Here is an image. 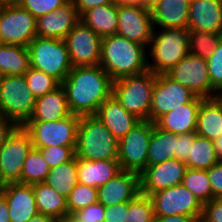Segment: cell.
<instances>
[{
	"mask_svg": "<svg viewBox=\"0 0 222 222\" xmlns=\"http://www.w3.org/2000/svg\"><path fill=\"white\" fill-rule=\"evenodd\" d=\"M33 191L39 213L53 218L68 214L66 198L44 182L33 184Z\"/></svg>",
	"mask_w": 222,
	"mask_h": 222,
	"instance_id": "4dcf8cb0",
	"label": "cell"
},
{
	"mask_svg": "<svg viewBox=\"0 0 222 222\" xmlns=\"http://www.w3.org/2000/svg\"><path fill=\"white\" fill-rule=\"evenodd\" d=\"M196 132L176 135L175 159L185 162L190 154V145L193 144Z\"/></svg>",
	"mask_w": 222,
	"mask_h": 222,
	"instance_id": "ee69618b",
	"label": "cell"
},
{
	"mask_svg": "<svg viewBox=\"0 0 222 222\" xmlns=\"http://www.w3.org/2000/svg\"><path fill=\"white\" fill-rule=\"evenodd\" d=\"M181 184L190 190L202 205L214 199L207 170L187 168Z\"/></svg>",
	"mask_w": 222,
	"mask_h": 222,
	"instance_id": "e575fe53",
	"label": "cell"
},
{
	"mask_svg": "<svg viewBox=\"0 0 222 222\" xmlns=\"http://www.w3.org/2000/svg\"><path fill=\"white\" fill-rule=\"evenodd\" d=\"M117 140L123 138L131 129L141 122L111 95L100 105L95 114Z\"/></svg>",
	"mask_w": 222,
	"mask_h": 222,
	"instance_id": "603a6c76",
	"label": "cell"
},
{
	"mask_svg": "<svg viewBox=\"0 0 222 222\" xmlns=\"http://www.w3.org/2000/svg\"><path fill=\"white\" fill-rule=\"evenodd\" d=\"M4 186H0V197L3 195Z\"/></svg>",
	"mask_w": 222,
	"mask_h": 222,
	"instance_id": "be15d7a7",
	"label": "cell"
},
{
	"mask_svg": "<svg viewBox=\"0 0 222 222\" xmlns=\"http://www.w3.org/2000/svg\"><path fill=\"white\" fill-rule=\"evenodd\" d=\"M7 202L10 222H28L38 212L33 185L8 183L3 195Z\"/></svg>",
	"mask_w": 222,
	"mask_h": 222,
	"instance_id": "ffe728a7",
	"label": "cell"
},
{
	"mask_svg": "<svg viewBox=\"0 0 222 222\" xmlns=\"http://www.w3.org/2000/svg\"><path fill=\"white\" fill-rule=\"evenodd\" d=\"M165 74L187 87L195 96L213 98L217 95V91L212 87L205 59L188 53Z\"/></svg>",
	"mask_w": 222,
	"mask_h": 222,
	"instance_id": "7c38bea8",
	"label": "cell"
},
{
	"mask_svg": "<svg viewBox=\"0 0 222 222\" xmlns=\"http://www.w3.org/2000/svg\"><path fill=\"white\" fill-rule=\"evenodd\" d=\"M189 5V0H157L150 8L154 28H187Z\"/></svg>",
	"mask_w": 222,
	"mask_h": 222,
	"instance_id": "cb8c5ba5",
	"label": "cell"
},
{
	"mask_svg": "<svg viewBox=\"0 0 222 222\" xmlns=\"http://www.w3.org/2000/svg\"><path fill=\"white\" fill-rule=\"evenodd\" d=\"M64 40L72 67L100 64L102 38L82 21L73 27Z\"/></svg>",
	"mask_w": 222,
	"mask_h": 222,
	"instance_id": "9a60e30c",
	"label": "cell"
},
{
	"mask_svg": "<svg viewBox=\"0 0 222 222\" xmlns=\"http://www.w3.org/2000/svg\"><path fill=\"white\" fill-rule=\"evenodd\" d=\"M153 202L155 217L184 215L201 216L203 205L182 184L166 188L149 196Z\"/></svg>",
	"mask_w": 222,
	"mask_h": 222,
	"instance_id": "4fadbf2b",
	"label": "cell"
},
{
	"mask_svg": "<svg viewBox=\"0 0 222 222\" xmlns=\"http://www.w3.org/2000/svg\"><path fill=\"white\" fill-rule=\"evenodd\" d=\"M28 222H54V218L45 214L37 213Z\"/></svg>",
	"mask_w": 222,
	"mask_h": 222,
	"instance_id": "db71d44e",
	"label": "cell"
},
{
	"mask_svg": "<svg viewBox=\"0 0 222 222\" xmlns=\"http://www.w3.org/2000/svg\"><path fill=\"white\" fill-rule=\"evenodd\" d=\"M191 222H207V220L201 215V216L193 218Z\"/></svg>",
	"mask_w": 222,
	"mask_h": 222,
	"instance_id": "680465c9",
	"label": "cell"
},
{
	"mask_svg": "<svg viewBox=\"0 0 222 222\" xmlns=\"http://www.w3.org/2000/svg\"><path fill=\"white\" fill-rule=\"evenodd\" d=\"M33 147L29 133L18 126L0 147V179L4 184L20 183L27 154Z\"/></svg>",
	"mask_w": 222,
	"mask_h": 222,
	"instance_id": "8fae6325",
	"label": "cell"
},
{
	"mask_svg": "<svg viewBox=\"0 0 222 222\" xmlns=\"http://www.w3.org/2000/svg\"><path fill=\"white\" fill-rule=\"evenodd\" d=\"M157 74L150 70L113 81L112 96L141 121H150L152 90Z\"/></svg>",
	"mask_w": 222,
	"mask_h": 222,
	"instance_id": "3957f363",
	"label": "cell"
},
{
	"mask_svg": "<svg viewBox=\"0 0 222 222\" xmlns=\"http://www.w3.org/2000/svg\"><path fill=\"white\" fill-rule=\"evenodd\" d=\"M154 28L151 41L148 46L152 63L147 62L148 70L153 73L165 74L176 66L189 52L188 28H162L156 32Z\"/></svg>",
	"mask_w": 222,
	"mask_h": 222,
	"instance_id": "5b68a950",
	"label": "cell"
},
{
	"mask_svg": "<svg viewBox=\"0 0 222 222\" xmlns=\"http://www.w3.org/2000/svg\"><path fill=\"white\" fill-rule=\"evenodd\" d=\"M28 88L35 98L42 97L57 88L60 83L52 76L32 67L24 74Z\"/></svg>",
	"mask_w": 222,
	"mask_h": 222,
	"instance_id": "74e56055",
	"label": "cell"
},
{
	"mask_svg": "<svg viewBox=\"0 0 222 222\" xmlns=\"http://www.w3.org/2000/svg\"><path fill=\"white\" fill-rule=\"evenodd\" d=\"M5 184L2 182V180L0 179V186H4Z\"/></svg>",
	"mask_w": 222,
	"mask_h": 222,
	"instance_id": "e7e4bbea",
	"label": "cell"
},
{
	"mask_svg": "<svg viewBox=\"0 0 222 222\" xmlns=\"http://www.w3.org/2000/svg\"><path fill=\"white\" fill-rule=\"evenodd\" d=\"M187 28L222 34V0L191 1Z\"/></svg>",
	"mask_w": 222,
	"mask_h": 222,
	"instance_id": "44dd1931",
	"label": "cell"
},
{
	"mask_svg": "<svg viewBox=\"0 0 222 222\" xmlns=\"http://www.w3.org/2000/svg\"><path fill=\"white\" fill-rule=\"evenodd\" d=\"M79 21L80 16L70 0L59 9L36 19V36L64 40Z\"/></svg>",
	"mask_w": 222,
	"mask_h": 222,
	"instance_id": "ac0fdd59",
	"label": "cell"
},
{
	"mask_svg": "<svg viewBox=\"0 0 222 222\" xmlns=\"http://www.w3.org/2000/svg\"><path fill=\"white\" fill-rule=\"evenodd\" d=\"M54 222H78L73 214H65L54 218Z\"/></svg>",
	"mask_w": 222,
	"mask_h": 222,
	"instance_id": "11a10c76",
	"label": "cell"
},
{
	"mask_svg": "<svg viewBox=\"0 0 222 222\" xmlns=\"http://www.w3.org/2000/svg\"><path fill=\"white\" fill-rule=\"evenodd\" d=\"M2 77H3V75L0 73V83H1Z\"/></svg>",
	"mask_w": 222,
	"mask_h": 222,
	"instance_id": "03108f58",
	"label": "cell"
},
{
	"mask_svg": "<svg viewBox=\"0 0 222 222\" xmlns=\"http://www.w3.org/2000/svg\"><path fill=\"white\" fill-rule=\"evenodd\" d=\"M176 134L160 129L153 123L148 147L147 166L175 158Z\"/></svg>",
	"mask_w": 222,
	"mask_h": 222,
	"instance_id": "f546056e",
	"label": "cell"
},
{
	"mask_svg": "<svg viewBox=\"0 0 222 222\" xmlns=\"http://www.w3.org/2000/svg\"><path fill=\"white\" fill-rule=\"evenodd\" d=\"M36 98L24 75H5L0 83V113L23 126L31 117Z\"/></svg>",
	"mask_w": 222,
	"mask_h": 222,
	"instance_id": "52a82bcc",
	"label": "cell"
},
{
	"mask_svg": "<svg viewBox=\"0 0 222 222\" xmlns=\"http://www.w3.org/2000/svg\"><path fill=\"white\" fill-rule=\"evenodd\" d=\"M206 61L212 87L218 92L222 89V38Z\"/></svg>",
	"mask_w": 222,
	"mask_h": 222,
	"instance_id": "b9f144b4",
	"label": "cell"
},
{
	"mask_svg": "<svg viewBox=\"0 0 222 222\" xmlns=\"http://www.w3.org/2000/svg\"><path fill=\"white\" fill-rule=\"evenodd\" d=\"M126 222H155L151 198L142 193L129 201Z\"/></svg>",
	"mask_w": 222,
	"mask_h": 222,
	"instance_id": "8d00e7d4",
	"label": "cell"
},
{
	"mask_svg": "<svg viewBox=\"0 0 222 222\" xmlns=\"http://www.w3.org/2000/svg\"><path fill=\"white\" fill-rule=\"evenodd\" d=\"M140 194V174L122 170L97 188L98 202L105 207L129 202Z\"/></svg>",
	"mask_w": 222,
	"mask_h": 222,
	"instance_id": "d6986e66",
	"label": "cell"
},
{
	"mask_svg": "<svg viewBox=\"0 0 222 222\" xmlns=\"http://www.w3.org/2000/svg\"><path fill=\"white\" fill-rule=\"evenodd\" d=\"M30 68L28 47L0 43V73L5 75H24Z\"/></svg>",
	"mask_w": 222,
	"mask_h": 222,
	"instance_id": "f1b7e54d",
	"label": "cell"
},
{
	"mask_svg": "<svg viewBox=\"0 0 222 222\" xmlns=\"http://www.w3.org/2000/svg\"><path fill=\"white\" fill-rule=\"evenodd\" d=\"M72 114L61 85L42 97L36 98L33 113L28 121H59Z\"/></svg>",
	"mask_w": 222,
	"mask_h": 222,
	"instance_id": "484cf974",
	"label": "cell"
},
{
	"mask_svg": "<svg viewBox=\"0 0 222 222\" xmlns=\"http://www.w3.org/2000/svg\"><path fill=\"white\" fill-rule=\"evenodd\" d=\"M37 149L50 168L71 161L76 156V146H48Z\"/></svg>",
	"mask_w": 222,
	"mask_h": 222,
	"instance_id": "ab89813d",
	"label": "cell"
},
{
	"mask_svg": "<svg viewBox=\"0 0 222 222\" xmlns=\"http://www.w3.org/2000/svg\"><path fill=\"white\" fill-rule=\"evenodd\" d=\"M70 0H20L18 4L29 11L36 19L59 9Z\"/></svg>",
	"mask_w": 222,
	"mask_h": 222,
	"instance_id": "60d3db41",
	"label": "cell"
},
{
	"mask_svg": "<svg viewBox=\"0 0 222 222\" xmlns=\"http://www.w3.org/2000/svg\"><path fill=\"white\" fill-rule=\"evenodd\" d=\"M20 0H0L2 5L18 4Z\"/></svg>",
	"mask_w": 222,
	"mask_h": 222,
	"instance_id": "6f0895ef",
	"label": "cell"
},
{
	"mask_svg": "<svg viewBox=\"0 0 222 222\" xmlns=\"http://www.w3.org/2000/svg\"><path fill=\"white\" fill-rule=\"evenodd\" d=\"M80 21L101 38L112 36L118 26L117 5L111 3L90 8L80 16Z\"/></svg>",
	"mask_w": 222,
	"mask_h": 222,
	"instance_id": "83f0119b",
	"label": "cell"
},
{
	"mask_svg": "<svg viewBox=\"0 0 222 222\" xmlns=\"http://www.w3.org/2000/svg\"><path fill=\"white\" fill-rule=\"evenodd\" d=\"M217 157L222 161V134L213 140Z\"/></svg>",
	"mask_w": 222,
	"mask_h": 222,
	"instance_id": "f5cc1de1",
	"label": "cell"
},
{
	"mask_svg": "<svg viewBox=\"0 0 222 222\" xmlns=\"http://www.w3.org/2000/svg\"><path fill=\"white\" fill-rule=\"evenodd\" d=\"M147 48L114 34L102 38L100 66L113 81L148 70Z\"/></svg>",
	"mask_w": 222,
	"mask_h": 222,
	"instance_id": "7a4b0ae2",
	"label": "cell"
},
{
	"mask_svg": "<svg viewBox=\"0 0 222 222\" xmlns=\"http://www.w3.org/2000/svg\"><path fill=\"white\" fill-rule=\"evenodd\" d=\"M113 80L100 66L72 67L60 83L73 115H95L101 104L112 95Z\"/></svg>",
	"mask_w": 222,
	"mask_h": 222,
	"instance_id": "6da1fadb",
	"label": "cell"
},
{
	"mask_svg": "<svg viewBox=\"0 0 222 222\" xmlns=\"http://www.w3.org/2000/svg\"><path fill=\"white\" fill-rule=\"evenodd\" d=\"M216 97L218 98V100L222 103V89L220 91L217 92Z\"/></svg>",
	"mask_w": 222,
	"mask_h": 222,
	"instance_id": "94428289",
	"label": "cell"
},
{
	"mask_svg": "<svg viewBox=\"0 0 222 222\" xmlns=\"http://www.w3.org/2000/svg\"><path fill=\"white\" fill-rule=\"evenodd\" d=\"M79 16L90 8L111 4V0H72Z\"/></svg>",
	"mask_w": 222,
	"mask_h": 222,
	"instance_id": "681fc988",
	"label": "cell"
},
{
	"mask_svg": "<svg viewBox=\"0 0 222 222\" xmlns=\"http://www.w3.org/2000/svg\"><path fill=\"white\" fill-rule=\"evenodd\" d=\"M0 222H10L7 202L3 196L0 197Z\"/></svg>",
	"mask_w": 222,
	"mask_h": 222,
	"instance_id": "816d5d0a",
	"label": "cell"
},
{
	"mask_svg": "<svg viewBox=\"0 0 222 222\" xmlns=\"http://www.w3.org/2000/svg\"><path fill=\"white\" fill-rule=\"evenodd\" d=\"M80 116L70 114L59 121H27L23 128L29 133L34 148L77 146Z\"/></svg>",
	"mask_w": 222,
	"mask_h": 222,
	"instance_id": "ba28073f",
	"label": "cell"
},
{
	"mask_svg": "<svg viewBox=\"0 0 222 222\" xmlns=\"http://www.w3.org/2000/svg\"><path fill=\"white\" fill-rule=\"evenodd\" d=\"M219 161L214 142L197 135L193 144L190 145V154L184 163L188 169L208 170Z\"/></svg>",
	"mask_w": 222,
	"mask_h": 222,
	"instance_id": "d6a6232c",
	"label": "cell"
},
{
	"mask_svg": "<svg viewBox=\"0 0 222 222\" xmlns=\"http://www.w3.org/2000/svg\"><path fill=\"white\" fill-rule=\"evenodd\" d=\"M111 3L116 5H123V0H111Z\"/></svg>",
	"mask_w": 222,
	"mask_h": 222,
	"instance_id": "91938a15",
	"label": "cell"
},
{
	"mask_svg": "<svg viewBox=\"0 0 222 222\" xmlns=\"http://www.w3.org/2000/svg\"><path fill=\"white\" fill-rule=\"evenodd\" d=\"M202 216L207 222H222V197L204 204Z\"/></svg>",
	"mask_w": 222,
	"mask_h": 222,
	"instance_id": "bcb514c9",
	"label": "cell"
},
{
	"mask_svg": "<svg viewBox=\"0 0 222 222\" xmlns=\"http://www.w3.org/2000/svg\"><path fill=\"white\" fill-rule=\"evenodd\" d=\"M36 37V18L19 4L0 8V43L28 45Z\"/></svg>",
	"mask_w": 222,
	"mask_h": 222,
	"instance_id": "30bf717a",
	"label": "cell"
},
{
	"mask_svg": "<svg viewBox=\"0 0 222 222\" xmlns=\"http://www.w3.org/2000/svg\"><path fill=\"white\" fill-rule=\"evenodd\" d=\"M129 202L105 207L104 222H126Z\"/></svg>",
	"mask_w": 222,
	"mask_h": 222,
	"instance_id": "7dc6e473",
	"label": "cell"
},
{
	"mask_svg": "<svg viewBox=\"0 0 222 222\" xmlns=\"http://www.w3.org/2000/svg\"><path fill=\"white\" fill-rule=\"evenodd\" d=\"M157 0H133V5H142L151 8Z\"/></svg>",
	"mask_w": 222,
	"mask_h": 222,
	"instance_id": "9f6ffc18",
	"label": "cell"
},
{
	"mask_svg": "<svg viewBox=\"0 0 222 222\" xmlns=\"http://www.w3.org/2000/svg\"><path fill=\"white\" fill-rule=\"evenodd\" d=\"M186 169V164L175 158L147 166L140 173V193L150 196L181 184Z\"/></svg>",
	"mask_w": 222,
	"mask_h": 222,
	"instance_id": "e0dca14e",
	"label": "cell"
},
{
	"mask_svg": "<svg viewBox=\"0 0 222 222\" xmlns=\"http://www.w3.org/2000/svg\"><path fill=\"white\" fill-rule=\"evenodd\" d=\"M196 134L212 141L222 134V103L217 97L202 100L198 111Z\"/></svg>",
	"mask_w": 222,
	"mask_h": 222,
	"instance_id": "4316f807",
	"label": "cell"
},
{
	"mask_svg": "<svg viewBox=\"0 0 222 222\" xmlns=\"http://www.w3.org/2000/svg\"><path fill=\"white\" fill-rule=\"evenodd\" d=\"M118 141L97 116H81L76 158L87 161L117 159Z\"/></svg>",
	"mask_w": 222,
	"mask_h": 222,
	"instance_id": "277c9868",
	"label": "cell"
},
{
	"mask_svg": "<svg viewBox=\"0 0 222 222\" xmlns=\"http://www.w3.org/2000/svg\"><path fill=\"white\" fill-rule=\"evenodd\" d=\"M116 34L148 48L153 35L150 8L142 5H117Z\"/></svg>",
	"mask_w": 222,
	"mask_h": 222,
	"instance_id": "5bb4252c",
	"label": "cell"
},
{
	"mask_svg": "<svg viewBox=\"0 0 222 222\" xmlns=\"http://www.w3.org/2000/svg\"><path fill=\"white\" fill-rule=\"evenodd\" d=\"M123 5H133V0H123Z\"/></svg>",
	"mask_w": 222,
	"mask_h": 222,
	"instance_id": "6125c7cd",
	"label": "cell"
},
{
	"mask_svg": "<svg viewBox=\"0 0 222 222\" xmlns=\"http://www.w3.org/2000/svg\"><path fill=\"white\" fill-rule=\"evenodd\" d=\"M203 99L196 96L190 103L165 113L155 124L176 135L196 132L199 106Z\"/></svg>",
	"mask_w": 222,
	"mask_h": 222,
	"instance_id": "7402d4cb",
	"label": "cell"
},
{
	"mask_svg": "<svg viewBox=\"0 0 222 222\" xmlns=\"http://www.w3.org/2000/svg\"><path fill=\"white\" fill-rule=\"evenodd\" d=\"M44 183L67 199L78 184L76 156L71 161L51 168Z\"/></svg>",
	"mask_w": 222,
	"mask_h": 222,
	"instance_id": "1f68e13d",
	"label": "cell"
},
{
	"mask_svg": "<svg viewBox=\"0 0 222 222\" xmlns=\"http://www.w3.org/2000/svg\"><path fill=\"white\" fill-rule=\"evenodd\" d=\"M50 169L40 151L32 147L24 161L20 183L29 185L42 183L45 181Z\"/></svg>",
	"mask_w": 222,
	"mask_h": 222,
	"instance_id": "836d02e7",
	"label": "cell"
},
{
	"mask_svg": "<svg viewBox=\"0 0 222 222\" xmlns=\"http://www.w3.org/2000/svg\"><path fill=\"white\" fill-rule=\"evenodd\" d=\"M195 97L187 87L166 74H158L152 90L150 121L155 123L165 113L190 103Z\"/></svg>",
	"mask_w": 222,
	"mask_h": 222,
	"instance_id": "2e32d148",
	"label": "cell"
},
{
	"mask_svg": "<svg viewBox=\"0 0 222 222\" xmlns=\"http://www.w3.org/2000/svg\"><path fill=\"white\" fill-rule=\"evenodd\" d=\"M72 214L78 222H104L105 206L97 202Z\"/></svg>",
	"mask_w": 222,
	"mask_h": 222,
	"instance_id": "7bdbcfd3",
	"label": "cell"
},
{
	"mask_svg": "<svg viewBox=\"0 0 222 222\" xmlns=\"http://www.w3.org/2000/svg\"><path fill=\"white\" fill-rule=\"evenodd\" d=\"M18 125L0 113V147L5 140L13 133Z\"/></svg>",
	"mask_w": 222,
	"mask_h": 222,
	"instance_id": "c3c4849f",
	"label": "cell"
},
{
	"mask_svg": "<svg viewBox=\"0 0 222 222\" xmlns=\"http://www.w3.org/2000/svg\"><path fill=\"white\" fill-rule=\"evenodd\" d=\"M222 34L189 30L188 52L207 60L218 45Z\"/></svg>",
	"mask_w": 222,
	"mask_h": 222,
	"instance_id": "d590c367",
	"label": "cell"
},
{
	"mask_svg": "<svg viewBox=\"0 0 222 222\" xmlns=\"http://www.w3.org/2000/svg\"><path fill=\"white\" fill-rule=\"evenodd\" d=\"M66 201L68 213L72 214L75 211L98 202L97 188L78 182L75 188L70 192Z\"/></svg>",
	"mask_w": 222,
	"mask_h": 222,
	"instance_id": "f35d334b",
	"label": "cell"
},
{
	"mask_svg": "<svg viewBox=\"0 0 222 222\" xmlns=\"http://www.w3.org/2000/svg\"><path fill=\"white\" fill-rule=\"evenodd\" d=\"M207 173L214 198L222 197V161L212 165Z\"/></svg>",
	"mask_w": 222,
	"mask_h": 222,
	"instance_id": "f6af8a7d",
	"label": "cell"
},
{
	"mask_svg": "<svg viewBox=\"0 0 222 222\" xmlns=\"http://www.w3.org/2000/svg\"><path fill=\"white\" fill-rule=\"evenodd\" d=\"M153 122L141 121L118 141V158L122 170L140 174L147 167L148 147Z\"/></svg>",
	"mask_w": 222,
	"mask_h": 222,
	"instance_id": "9c48e42d",
	"label": "cell"
},
{
	"mask_svg": "<svg viewBox=\"0 0 222 222\" xmlns=\"http://www.w3.org/2000/svg\"><path fill=\"white\" fill-rule=\"evenodd\" d=\"M122 171L117 159L87 161L77 158L78 182L99 188Z\"/></svg>",
	"mask_w": 222,
	"mask_h": 222,
	"instance_id": "d4e9b609",
	"label": "cell"
},
{
	"mask_svg": "<svg viewBox=\"0 0 222 222\" xmlns=\"http://www.w3.org/2000/svg\"><path fill=\"white\" fill-rule=\"evenodd\" d=\"M30 67L61 83L72 69L65 40L36 36L28 45Z\"/></svg>",
	"mask_w": 222,
	"mask_h": 222,
	"instance_id": "8992f818",
	"label": "cell"
},
{
	"mask_svg": "<svg viewBox=\"0 0 222 222\" xmlns=\"http://www.w3.org/2000/svg\"><path fill=\"white\" fill-rule=\"evenodd\" d=\"M193 218L184 215L155 217V222H191Z\"/></svg>",
	"mask_w": 222,
	"mask_h": 222,
	"instance_id": "f907efd6",
	"label": "cell"
}]
</instances>
